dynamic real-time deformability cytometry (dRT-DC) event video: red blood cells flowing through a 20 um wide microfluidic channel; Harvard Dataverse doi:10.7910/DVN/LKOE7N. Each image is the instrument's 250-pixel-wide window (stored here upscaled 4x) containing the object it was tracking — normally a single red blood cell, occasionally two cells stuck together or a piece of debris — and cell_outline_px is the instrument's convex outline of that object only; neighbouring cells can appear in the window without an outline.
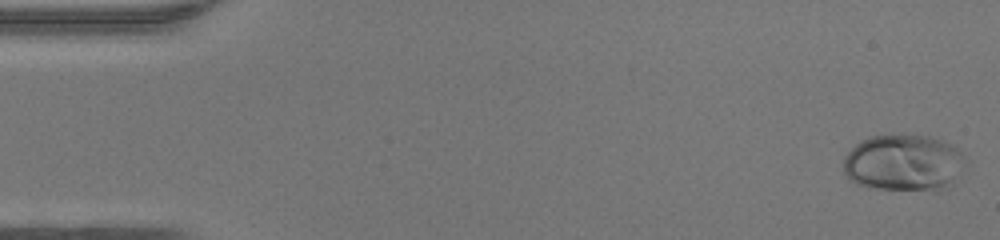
{"species": "human", "species_latin": "Homo sapiens", "temperature_condition": "warm", "stored_images_in_passage": 47, "camera_frame_rate_fps": 3000, "um_per_image_px": 0.085, "donor": {"sex": "female"}, "frame": {"image": 1, "passage_image": 1, "time_ms": 0.0, "image_size_px": [1000, 240], "cell_outline_px": [[964, 156], [948, 180], [936, 192], [876, 188], [856, 184], [844, 172], [844, 156], [856, 144], [872, 136], [928, 136], [952, 144]], "centroid_in_image_um": [76.69, 13.84], "position_along_channel_um": 8.3, "area_um2": 38.73}}
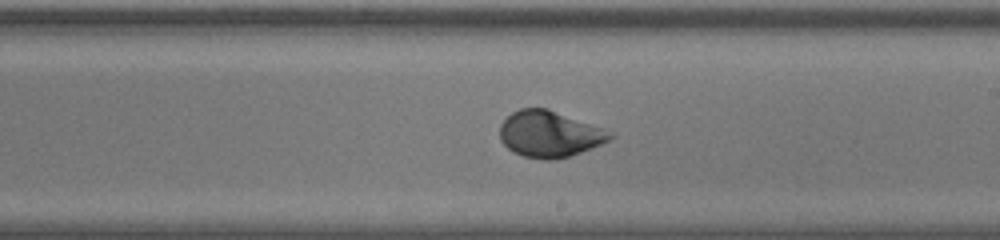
{"frame": {"image": 2, "passage_image": 27, "time_ms": 8.667, "image_size_px": [1000, 240], "cell_outline_px": [[616, 136], [600, 144], [580, 152], [568, 156], [552, 160], [544, 160], [524, 156], [512, 152], [500, 140], [500, 124], [512, 112], [520, 108], [548, 108], [604, 128]], "centroid_in_image_um": [46.69, 11.38], "position_along_channel_um": 242.3, "area_um2": 29.65}}
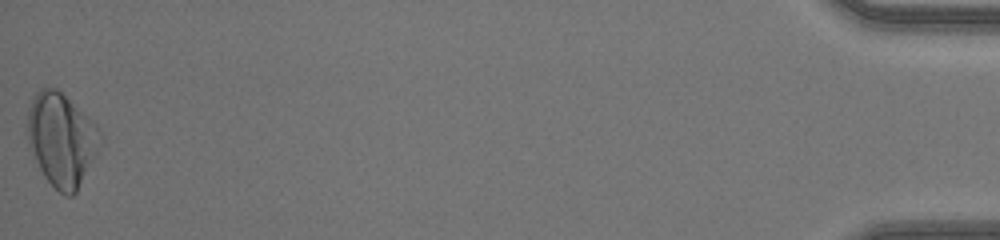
{"frame": {"image": 3, "passage_image": 47, "time_ms": 15.333, "image_size_px": [1000, 240], "cell_outline_px": [[104, 140], [76, 192], [72, 196], [64, 196], [44, 176], [28, 144], [24, 132], [28, 108], [36, 92], [40, 88], [56, 88], [96, 124], [104, 136]], "centroid_in_image_um": [5.22, 11.85], "position_along_channel_um": 430.0, "area_um2": 39.71}, "authors_computed_cell_mechanics": {"area_um2": 29.6514, "velocity_mm_per_s": 4.3832, "shape_relaxation_time_tau1_ms": 2.7824, "shape_relaxation_time_tau2_ms": null, "deformation_change_tau1": 0.1703, "deformation_change_tau2": null}}